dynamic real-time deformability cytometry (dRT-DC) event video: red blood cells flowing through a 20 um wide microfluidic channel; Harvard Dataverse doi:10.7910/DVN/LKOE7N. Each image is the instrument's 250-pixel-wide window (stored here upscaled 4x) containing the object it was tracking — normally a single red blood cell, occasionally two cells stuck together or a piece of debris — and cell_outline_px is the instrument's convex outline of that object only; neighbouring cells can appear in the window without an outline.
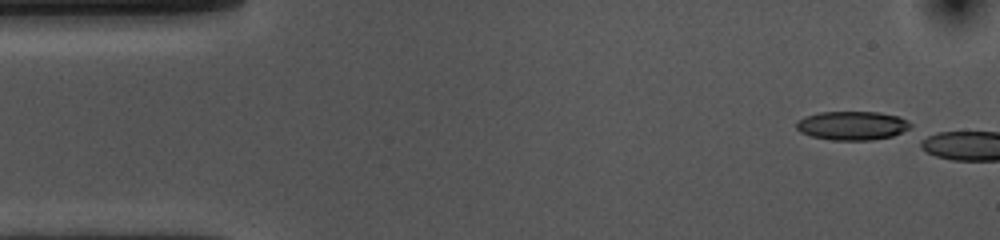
{"species": "common noctule bat (a hibernating species)", "species_latin": "Nyctalus noctula", "temperature_condition": "cold", "stored_images_in_passage": 3, "camera_frame_rate_fps": 3000, "um_per_image_px": 0.085, "animal": {"sex": "female", "body_mass_g": 10.0, "forearm_length_mm": 53.1}, "frame": {"image": 1, "passage_image": 1, "time_ms": 0.0, "image_size_px": [1000, 240], "cell_outline_px": [[912, 132], [872, 140], [832, 140], [812, 136], [800, 132], [796, 128], [796, 120], [804, 116], [820, 112], [880, 112], [900, 116], [908, 120], [912, 124]], "centroid_in_image_um": [72.52, 10.67], "position_along_channel_um": 12.5, "area_um2": 19.71}}